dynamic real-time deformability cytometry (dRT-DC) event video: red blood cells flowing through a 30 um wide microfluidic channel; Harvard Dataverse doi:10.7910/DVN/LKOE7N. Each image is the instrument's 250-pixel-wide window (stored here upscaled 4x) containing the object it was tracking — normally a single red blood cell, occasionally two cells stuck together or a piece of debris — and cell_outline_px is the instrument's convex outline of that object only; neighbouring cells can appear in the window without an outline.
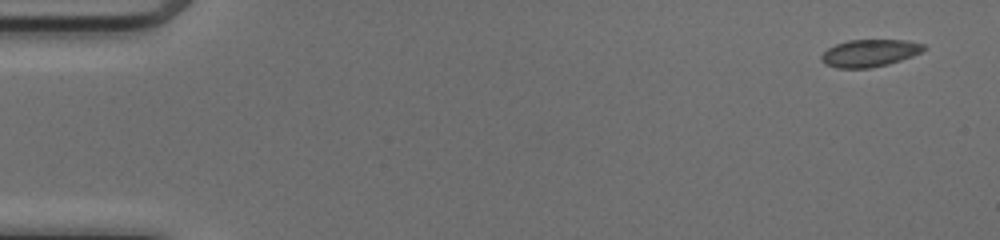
{"species": "common noctule bat (a hibernating species)", "species_latin": "Nyctalus noctula", "temperature_condition": "cold", "stored_images_in_passage": 49, "camera_frame_rate_fps": 3000, "um_per_image_px": 0.085, "animal": {"sex": "female", "body_mass_g": 17.0, "forearm_length_mm": 48.0}, "frame": {"image": 1, "passage_image": 1, "time_ms": 0.0, "image_size_px": [1000, 240], "cell_outline_px": [[924, 48], [908, 56], [884, 64], [864, 68], [844, 68], [828, 64], [824, 60], [824, 56], [832, 48], [840, 44], [852, 40], [892, 40], [920, 44]], "centroid_in_image_um": [73.89, 4.51], "position_along_channel_um": 11.1, "area_um2": 14.51}}
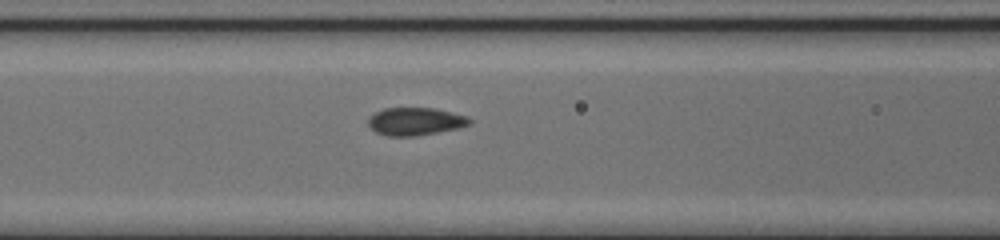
{"frame": {"image": 2, "passage_image": 20, "time_ms": 6.333, "image_size_px": [1000, 240], "cell_outline_px": [[468, 120], [464, 124], [452, 128], [428, 132], [400, 136], [380, 132], [372, 128], [372, 116], [388, 108], [428, 108], [460, 116]], "centroid_in_image_um": [35.21, 10.29], "position_along_channel_um": 131.4, "area_um2": 14.1}}
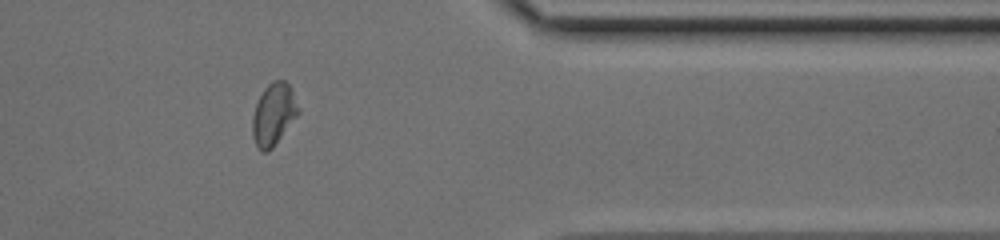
{"frame": {"image": 3, "passage_image": 40, "time_ms": 13.0, "image_size_px": [1000, 240], "cell_outline_px": [[296, 112], [276, 140], [264, 152], [256, 144], [252, 128], [256, 104], [260, 96], [276, 80], [284, 80], [288, 84]], "centroid_in_image_um": [23.17, 9.69], "position_along_channel_um": 388.2, "area_um2": 14.28}, "authors_computed_cell_mechanics": {"area_um2": 14.161, "velocity_mm_per_s": 4.1138, "shape_relaxation_time_tau1_ms": 5.1305, "shape_relaxation_time_tau2_ms": 1.0146, "deformation_change_tau1": 0.115, "deformation_change_tau2": 0.0504}}